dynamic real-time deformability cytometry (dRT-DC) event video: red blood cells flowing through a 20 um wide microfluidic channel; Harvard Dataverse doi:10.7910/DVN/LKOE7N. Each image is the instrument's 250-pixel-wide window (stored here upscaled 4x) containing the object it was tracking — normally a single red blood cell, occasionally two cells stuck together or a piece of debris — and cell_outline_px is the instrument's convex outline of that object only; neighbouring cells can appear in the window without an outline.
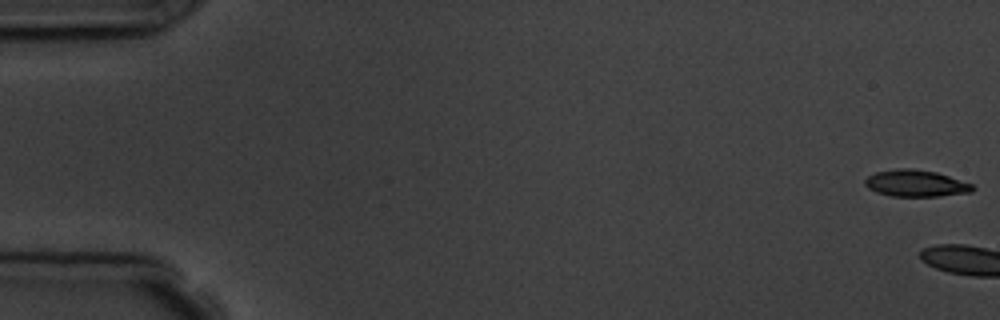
{"species": "common noctule bat (a hibernating species)", "species_latin": "Nyctalus noctula", "temperature_condition": "room temperature", "stored_images_in_passage": 9, "camera_frame_rate_fps": 3000, "um_per_image_px": 0.085, "animal": {"sex": "male", "body_mass_g": 19.5, "forearm_length_mm": 54.6}, "frame": {"image": 1, "passage_image": 1, "time_ms": 0.0, "image_size_px": [1000, 320], "cell_outline_px": [[976, 188], [972, 192], [940, 196], [892, 196], [876, 192], [868, 188], [864, 184], [864, 180], [868, 176], [876, 172], [896, 168], [912, 168], [936, 172], [972, 184]], "centroid_in_image_um": [77.83, 15.58], "position_along_channel_um": 7.2, "area_um2": 16.76}}
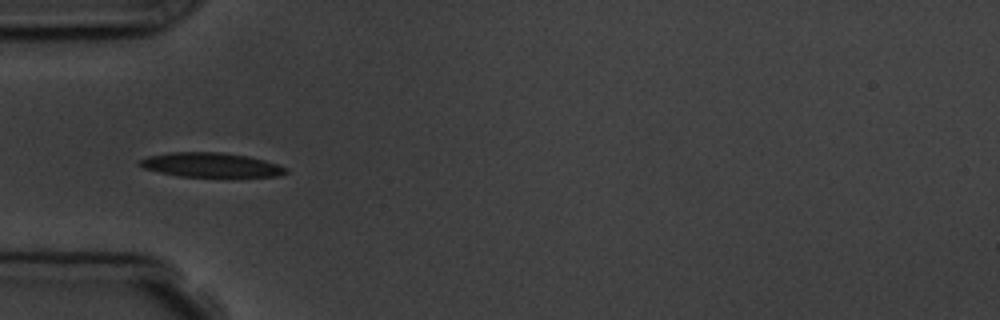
{"frame": {"image": 2, "passage_image": 7, "time_ms": 6.667, "image_size_px": [1000, 320], "cell_outline_px": [[288, 172], [280, 176], [180, 176], [160, 172], [144, 168], [140, 164], [140, 160], [148, 156], [168, 152], [220, 152], [248, 156], [264, 160], [288, 168]], "centroid_in_image_um": [17.94, 14.01], "position_along_channel_um": 67.1, "area_um2": 20.46}}